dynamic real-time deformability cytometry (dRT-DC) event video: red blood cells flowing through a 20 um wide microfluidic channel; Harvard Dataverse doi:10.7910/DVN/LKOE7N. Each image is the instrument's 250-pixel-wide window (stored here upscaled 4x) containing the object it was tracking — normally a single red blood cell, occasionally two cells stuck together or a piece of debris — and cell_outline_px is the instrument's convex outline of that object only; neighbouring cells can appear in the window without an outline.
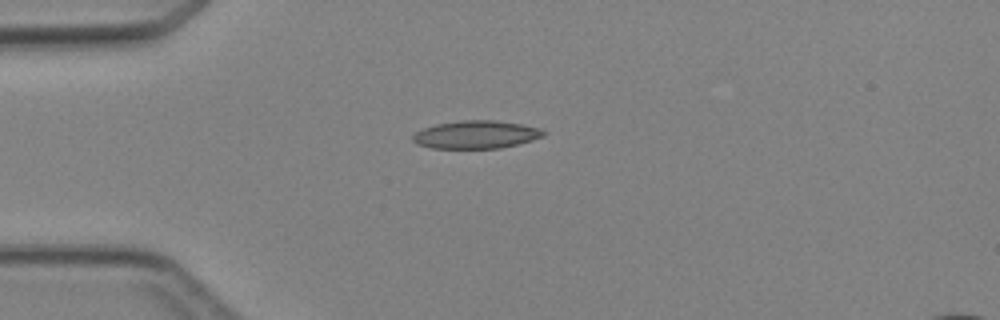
{"species": "Egyptian fruit bat (a non-hibernating species)", "species_latin": "Rousettus aegyptiacus", "temperature_condition": "cold", "stored_images_in_passage": 1, "camera_frame_rate_fps": 3000, "um_per_image_px": 0.085, "animal": {"sex": "female"}, "frame": {"image": 1, "passage_image": 1, "time_ms": 0.0, "image_size_px": [1000, 320], "cell_outline_px": [[544, 136], [532, 140], [500, 148], [432, 148], [416, 144], [412, 140], [412, 136], [416, 132], [424, 128], [436, 124], [464, 120], [496, 120], [524, 124], [540, 128], [544, 132]], "centroid_in_image_um": [40.46, 11.43], "position_along_channel_um": 44.5, "area_um2": 21.21}}